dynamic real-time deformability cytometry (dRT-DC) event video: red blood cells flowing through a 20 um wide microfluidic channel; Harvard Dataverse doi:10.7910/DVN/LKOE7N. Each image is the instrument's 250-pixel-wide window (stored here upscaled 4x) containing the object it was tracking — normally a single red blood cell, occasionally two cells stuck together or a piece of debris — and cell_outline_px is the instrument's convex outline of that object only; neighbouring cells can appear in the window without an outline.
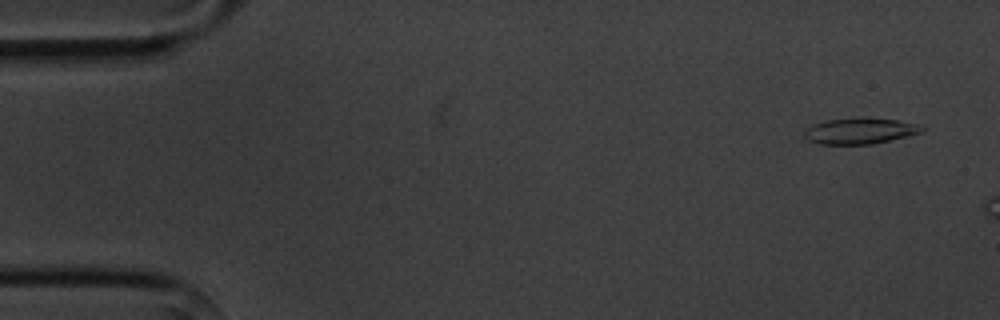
{"species": "common noctule bat (a hibernating species)", "species_latin": "Nyctalus noctula", "temperature_condition": "cold", "stored_images_in_passage": 3, "camera_frame_rate_fps": 3000, "um_per_image_px": 0.085, "animal": {"sex": "male", "body_mass_g": 20.1, "forearm_length_mm": 53.5}, "frame": {"image": 1, "passage_image": 1, "time_ms": 0.0, "image_size_px": [1000, 320], "cell_outline_px": [[928, 128], [920, 132], [908, 136], [872, 144], [820, 144], [808, 140], [804, 136], [804, 128], [828, 120], [860, 116], [864, 116], [896, 120], [924, 124]], "centroid_in_image_um": [73.16, 11.1], "position_along_channel_um": 11.8, "area_um2": 18.21}}